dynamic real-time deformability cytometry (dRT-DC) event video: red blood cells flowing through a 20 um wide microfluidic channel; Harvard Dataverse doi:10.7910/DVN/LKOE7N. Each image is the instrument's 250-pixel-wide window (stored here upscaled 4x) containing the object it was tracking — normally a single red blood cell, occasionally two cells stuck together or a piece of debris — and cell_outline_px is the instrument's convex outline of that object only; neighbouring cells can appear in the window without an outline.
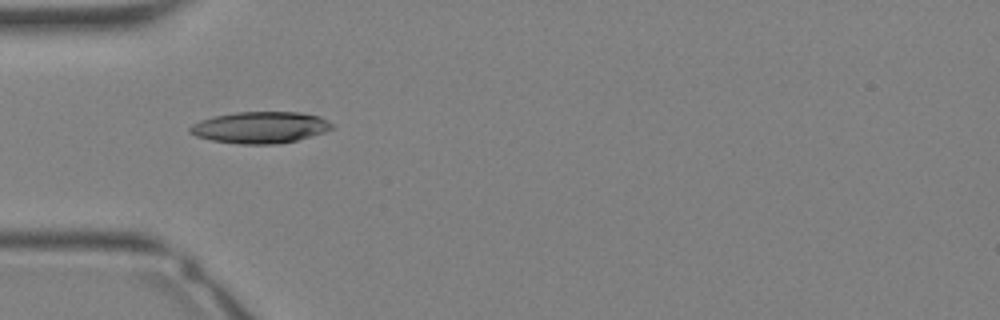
{"species": "Egyptian fruit bat (a non-hibernating species)", "species_latin": "Rousettus aegyptiacus", "temperature_condition": "warm", "stored_images_in_passage": 21, "camera_frame_rate_fps": 3000, "um_per_image_px": 0.085, "animal": {"sex": "female"}, "frame": {"image": 1, "passage_image": 1, "time_ms": 0.0, "image_size_px": [1000, 320], "cell_outline_px": [[332, 128], [324, 132], [296, 140], [276, 144], [240, 144], [212, 140], [196, 136], [188, 132], [188, 128], [192, 124], [200, 120], [212, 116], [236, 112], [300, 112], [320, 116], [328, 120], [332, 124]], "centroid_in_image_um": [22.09, 10.82], "position_along_channel_um": 62.9, "area_um2": 26.13}}
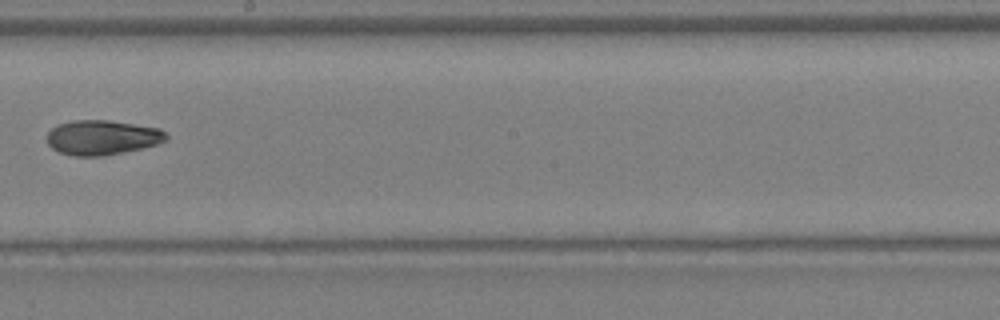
{"frame": {"image": 2, "passage_image": 10, "time_ms": 3.0, "image_size_px": [1000, 320], "cell_outline_px": [[168, 140], [160, 144], [100, 156], [72, 156], [60, 152], [52, 148], [48, 144], [48, 132], [56, 124], [72, 120], [108, 120], [160, 128], [168, 136]], "centroid_in_image_um": [8.69, 11.67], "position_along_channel_um": 239.5, "area_um2": 24.1}}
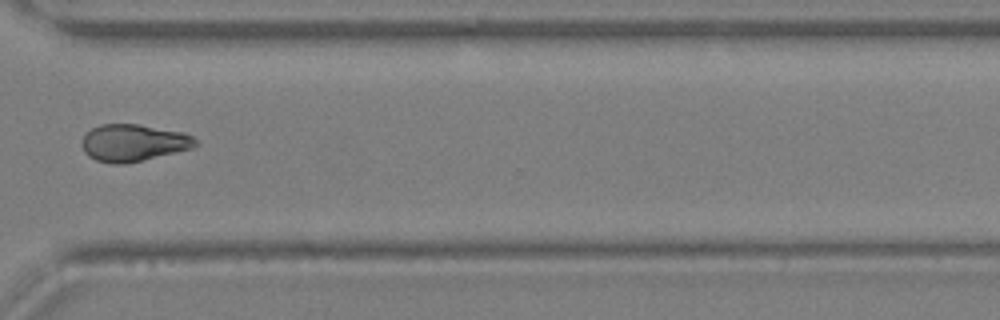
{"frame": {"image": 3, "passage_image": 16, "time_ms": 5.0, "image_size_px": [1000, 320], "cell_outline_px": [[196, 144], [192, 148], [176, 152], [124, 164], [112, 164], [96, 160], [88, 156], [84, 152], [84, 136], [92, 128], [100, 124], [140, 124], [184, 132], [192, 136], [196, 140]], "centroid_in_image_um": [11.35, 12.13], "position_along_channel_um": 359.3, "area_um2": 24.28}}